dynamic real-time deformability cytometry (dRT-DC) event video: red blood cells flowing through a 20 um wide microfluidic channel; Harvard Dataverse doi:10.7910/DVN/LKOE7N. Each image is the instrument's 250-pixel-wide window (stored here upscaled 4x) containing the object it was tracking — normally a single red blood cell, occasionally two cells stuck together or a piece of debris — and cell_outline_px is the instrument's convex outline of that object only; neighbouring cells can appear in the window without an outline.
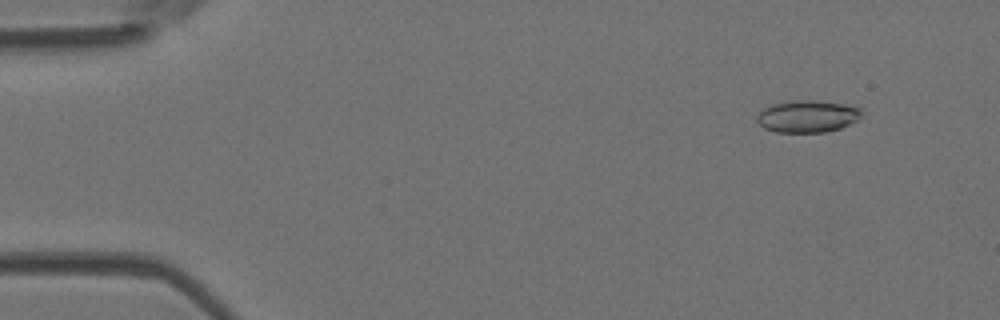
{"species": "Egyptian fruit bat (a non-hibernating species)", "species_latin": "Rousettus aegyptiacus", "temperature_condition": "room temperature", "stored_images_in_passage": 5, "camera_frame_rate_fps": 3000, "um_per_image_px": 0.085, "animal": {"sex": "female"}, "frame": {"image": 1, "passage_image": 2, "time_ms": 0.333, "image_size_px": [1000, 320], "cell_outline_px": [[860, 116], [856, 120], [840, 128], [824, 132], [776, 132], [764, 128], [756, 120], [756, 116], [764, 108], [772, 104], [792, 100], [820, 100], [844, 104], [860, 108]], "centroid_in_image_um": [68.59, 9.88], "position_along_channel_um": 16.4, "area_um2": 19.48}}